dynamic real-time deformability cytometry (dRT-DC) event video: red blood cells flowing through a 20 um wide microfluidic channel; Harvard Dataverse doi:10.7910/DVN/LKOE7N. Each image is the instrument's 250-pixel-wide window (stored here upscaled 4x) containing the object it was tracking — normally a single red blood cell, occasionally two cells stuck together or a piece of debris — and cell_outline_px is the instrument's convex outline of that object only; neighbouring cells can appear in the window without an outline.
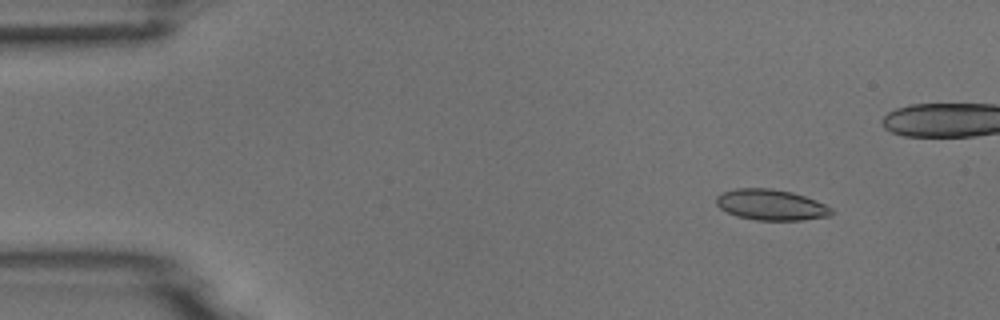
{"species": "common noctule bat (a hibernating species)", "species_latin": "Nyctalus noctula", "temperature_condition": "room temperature", "stored_images_in_passage": 6, "camera_frame_rate_fps": 3000, "um_per_image_px": 0.085, "animal": {"sex": "male", "body_mass_g": 18.8}, "frame": {"image": 1, "passage_image": 2, "time_ms": 1.0, "image_size_px": [1000, 320], "cell_outline_px": [[836, 212], [832, 216], [804, 220], [756, 220], [736, 216], [720, 208], [716, 204], [716, 196], [724, 192], [736, 188], [772, 188], [792, 192], [816, 200], [832, 208]], "centroid_in_image_um": [65.58, 17.41], "position_along_channel_um": 19.4, "area_um2": 20.87}}